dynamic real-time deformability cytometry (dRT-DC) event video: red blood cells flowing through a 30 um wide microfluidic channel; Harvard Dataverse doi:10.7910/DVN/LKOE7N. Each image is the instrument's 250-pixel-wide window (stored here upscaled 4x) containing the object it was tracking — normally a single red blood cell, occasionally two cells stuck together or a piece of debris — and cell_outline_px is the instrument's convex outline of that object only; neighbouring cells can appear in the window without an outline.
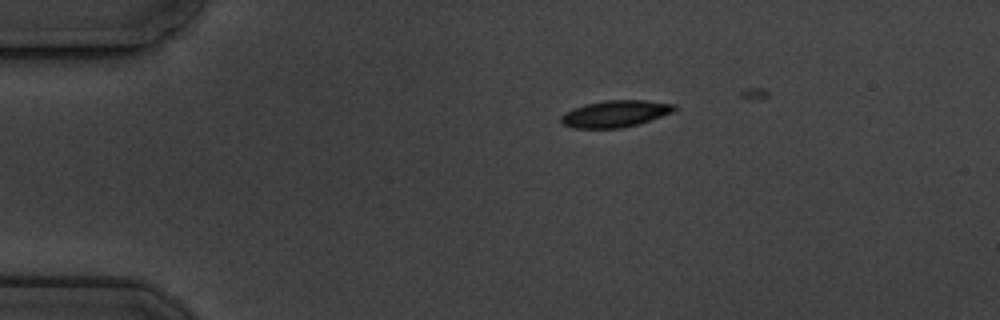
{"species": "common noctule bat (a hibernating species)", "species_latin": "Nyctalus noctula", "temperature_condition": "cold", "stored_images_in_passage": 3, "camera_frame_rate_fps": 3000, "um_per_image_px": 0.085, "animal": {"sex": "male", "body_mass_g": 19.5, "forearm_length_mm": 54.6}, "frame": {"image": 1, "passage_image": 1, "time_ms": 0.0, "image_size_px": [1000, 320], "cell_outline_px": [[676, 108], [672, 112], [636, 124], [620, 128], [572, 128], [564, 124], [560, 120], [560, 116], [564, 112], [572, 108], [584, 104], [604, 100], [644, 100], [676, 104]], "centroid_in_image_um": [52.24, 9.65], "position_along_channel_um": 32.8, "area_um2": 17.57}}